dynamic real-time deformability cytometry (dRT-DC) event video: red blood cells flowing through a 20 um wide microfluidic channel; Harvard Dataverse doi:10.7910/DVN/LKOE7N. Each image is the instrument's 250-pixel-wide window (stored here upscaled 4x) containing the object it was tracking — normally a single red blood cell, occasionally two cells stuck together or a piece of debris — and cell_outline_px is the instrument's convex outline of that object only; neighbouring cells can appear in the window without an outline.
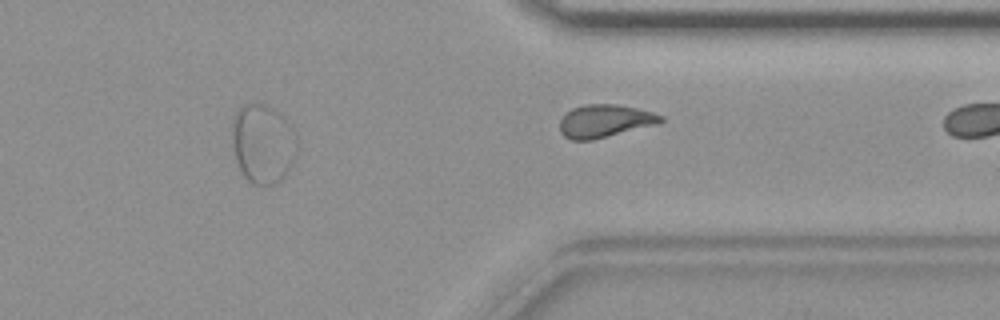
{"species": "common noctule bat (a hibernating species)", "species_latin": "Nyctalus noctula", "temperature_condition": "warm", "stored_images_in_passage": 34, "camera_frame_rate_fps": 3000, "um_per_image_px": 0.085, "animal": {"sex": "female", "body_mass_g": 19.9}, "frame": {"image": 1, "passage_image": 34, "time_ms": 11.0, "image_size_px": [1000, 320], "cell_outline_px": [[664, 120], [660, 124], [592, 140], [572, 140], [564, 136], [560, 132], [560, 120], [572, 108], [584, 104], [616, 104], [636, 108], [652, 112], [664, 116]], "centroid_in_image_um": [51.44, 10.29], "position_along_channel_um": 360.0, "area_um2": 19.42}}